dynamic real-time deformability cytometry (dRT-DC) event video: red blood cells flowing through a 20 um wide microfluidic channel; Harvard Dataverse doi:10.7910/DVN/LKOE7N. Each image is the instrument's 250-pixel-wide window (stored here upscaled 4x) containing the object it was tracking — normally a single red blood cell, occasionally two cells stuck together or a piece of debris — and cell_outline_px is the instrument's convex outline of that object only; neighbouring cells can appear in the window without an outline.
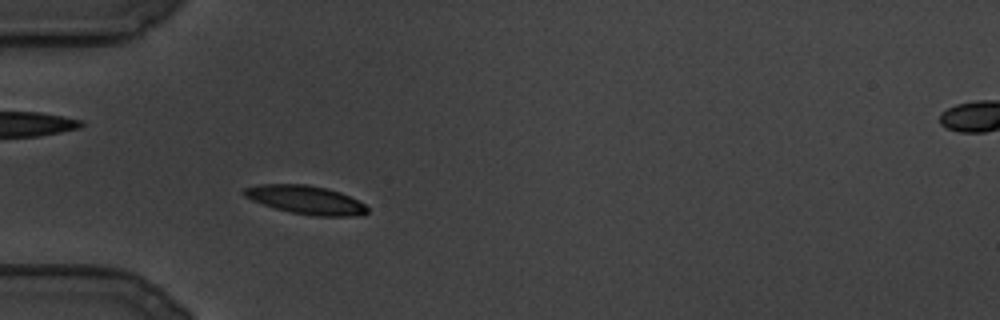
{"species": "common noctule bat (a hibernating species)", "species_latin": "Nyctalus noctula", "temperature_condition": "cold", "stored_images_in_passage": 31, "camera_frame_rate_fps": 3000, "um_per_image_px": 0.085, "animal": {"sex": "male", "body_mass_g": 19.5, "forearm_length_mm": 54.6}, "frame": {"image": 1, "passage_image": 5, "time_ms": 1.333, "image_size_px": [1000, 320], "cell_outline_px": [[368, 212], [364, 216], [316, 216], [292, 212], [276, 208], [252, 200], [244, 196], [240, 192], [244, 188], [260, 184], [308, 184], [340, 192], [364, 204], [368, 208]], "centroid_in_image_um": [25.99, 16.98], "position_along_channel_um": 59.0, "area_um2": 20.35}}